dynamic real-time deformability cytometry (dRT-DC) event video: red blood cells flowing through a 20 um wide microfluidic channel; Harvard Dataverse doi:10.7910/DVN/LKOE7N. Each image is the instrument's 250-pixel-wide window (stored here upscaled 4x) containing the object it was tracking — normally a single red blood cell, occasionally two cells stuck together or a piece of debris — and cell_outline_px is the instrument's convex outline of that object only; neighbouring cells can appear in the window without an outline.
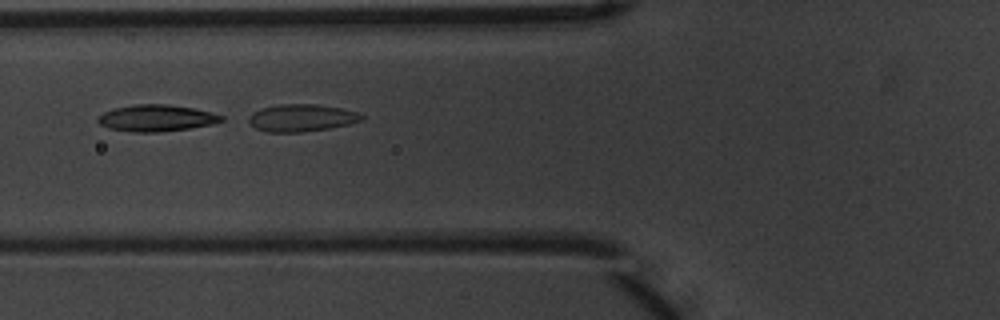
{"species": "common noctule bat (a hibernating species)", "species_latin": "Nyctalus noctula", "temperature_condition": "warm", "stored_images_in_passage": 2, "camera_frame_rate_fps": 3000, "um_per_image_px": 0.085, "animal": {"sex": "male", "body_mass_g": 20.1, "forearm_length_mm": 53.5}, "frame": {"image": 1, "passage_image": 2, "time_ms": 0.333, "image_size_px": [1000, 320], "cell_outline_px": [[364, 120], [348, 124], [328, 128], [304, 132], [268, 132], [256, 128], [248, 120], [248, 116], [252, 112], [260, 108], [280, 104], [316, 104], [344, 108], [356, 112], [364, 116]], "centroid_in_image_um": [25.63, 10.01], "position_along_channel_um": 100.2, "area_um2": 18.03}}